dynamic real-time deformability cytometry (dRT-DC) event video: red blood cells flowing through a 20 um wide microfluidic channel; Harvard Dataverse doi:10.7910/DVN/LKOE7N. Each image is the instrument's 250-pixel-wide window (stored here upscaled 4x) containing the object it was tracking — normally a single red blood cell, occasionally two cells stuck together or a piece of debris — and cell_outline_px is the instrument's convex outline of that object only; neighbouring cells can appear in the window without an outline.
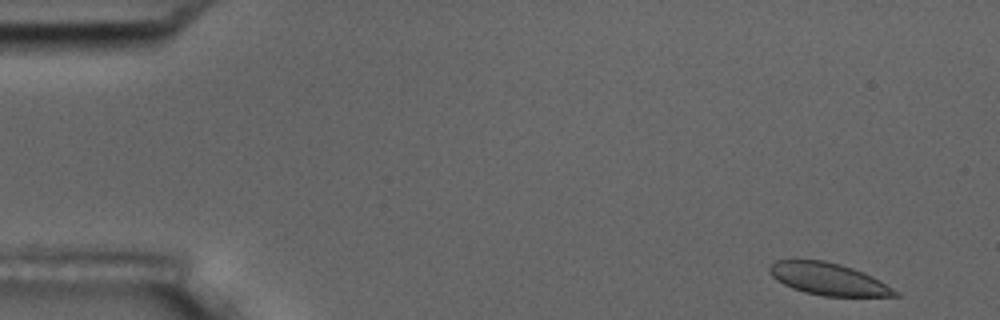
{"species": "common noctule bat (a hibernating species)", "species_latin": "Nyctalus noctula", "temperature_condition": "room temperature", "stored_images_in_passage": 7, "camera_frame_rate_fps": 3000, "um_per_image_px": 0.085, "animal": {"sex": "male", "body_mass_g": 17.5, "forearm_length_mm": 52.3}, "frame": {"image": 1, "passage_image": 1, "time_ms": 0.0, "image_size_px": [1000, 320], "cell_outline_px": [[900, 296], [824, 296], [804, 292], [792, 288], [776, 280], [768, 272], [768, 268], [776, 260], [792, 256], [824, 260], [840, 264], [864, 272], [880, 280], [900, 292]], "centroid_in_image_um": [70.35, 23.67], "position_along_channel_um": 14.7, "area_um2": 24.22}}
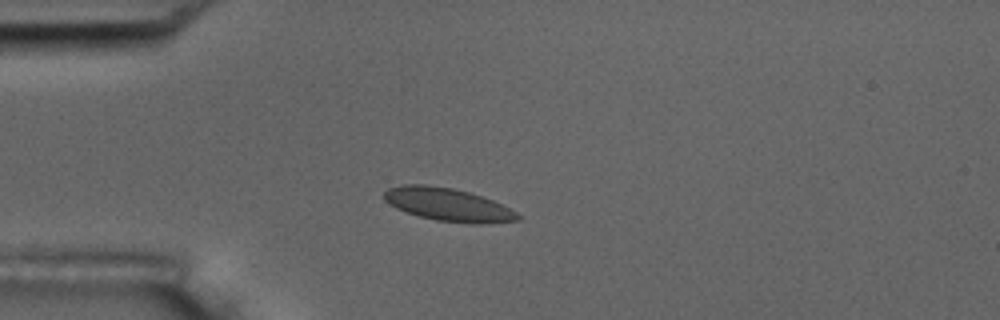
{"frame": {"image": 2, "passage_image": 4, "time_ms": 3.667, "image_size_px": [1000, 320], "cell_outline_px": [[520, 220], [480, 224], [472, 224], [436, 220], [420, 216], [396, 208], [388, 204], [384, 200], [384, 192], [388, 188], [404, 184], [424, 184], [452, 188], [468, 192], [492, 200], [516, 212], [520, 216]], "centroid_in_image_um": [38.05, 17.39], "position_along_channel_um": 47.0, "area_um2": 25.49}}